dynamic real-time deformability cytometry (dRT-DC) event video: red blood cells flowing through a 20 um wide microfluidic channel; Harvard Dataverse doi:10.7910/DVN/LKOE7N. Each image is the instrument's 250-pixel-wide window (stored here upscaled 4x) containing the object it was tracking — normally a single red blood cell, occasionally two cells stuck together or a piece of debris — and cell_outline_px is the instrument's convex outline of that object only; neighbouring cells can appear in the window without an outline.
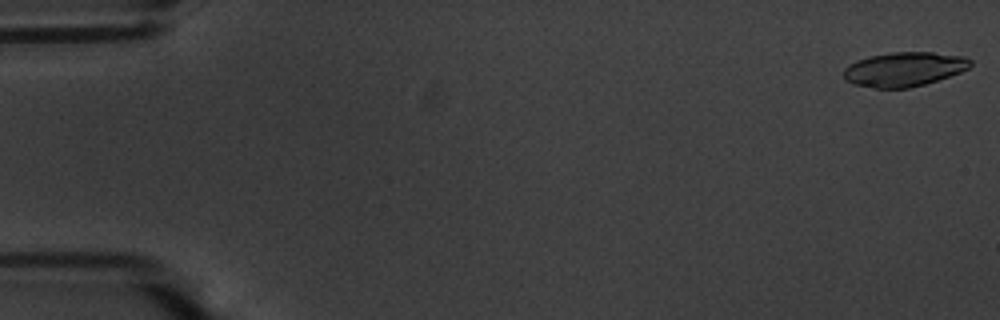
{"species": "common noctule bat (a hibernating species)", "species_latin": "Nyctalus noctula", "temperature_condition": "warm", "stored_images_in_passage": 12, "camera_frame_rate_fps": 3000, "um_per_image_px": 0.085, "animal": {"sex": "male", "body_mass_g": 20.1, "forearm_length_mm": 53.5}, "frame": {"image": 1, "passage_image": 1, "time_ms": 0.0, "image_size_px": [1000, 320], "cell_outline_px": [[972, 64], [968, 68], [960, 72], [924, 84], [908, 88], [876, 88], [852, 84], [844, 80], [844, 68], [848, 64], [856, 60], [872, 56], [892, 52], [932, 52], [964, 56], [972, 60]], "centroid_in_image_um": [76.83, 5.88], "position_along_channel_um": 8.2, "area_um2": 25.32}}